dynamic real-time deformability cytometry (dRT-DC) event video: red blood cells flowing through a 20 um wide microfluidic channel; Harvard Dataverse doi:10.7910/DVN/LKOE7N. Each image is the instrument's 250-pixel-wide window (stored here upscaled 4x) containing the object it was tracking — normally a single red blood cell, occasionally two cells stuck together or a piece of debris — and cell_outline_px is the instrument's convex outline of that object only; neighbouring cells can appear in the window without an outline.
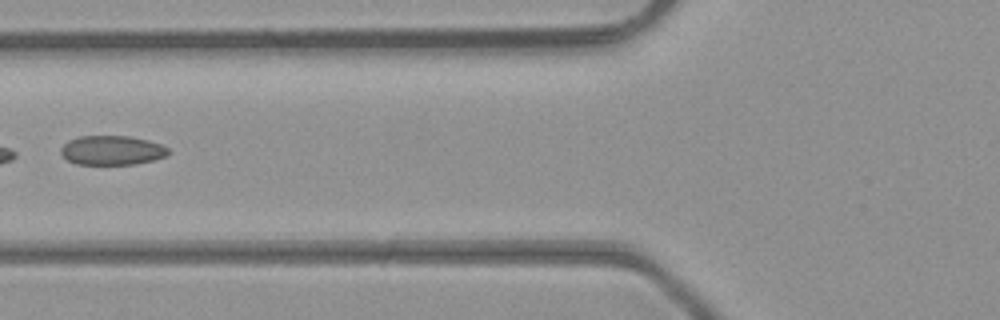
{"species": "common noctule bat (a hibernating species)", "species_latin": "Nyctalus noctula", "temperature_condition": "room temperature", "stored_images_in_passage": 3, "camera_frame_rate_fps": 3000, "um_per_image_px": 0.085, "animal": {"sex": "male", "body_mass_g": 23.1, "forearm_length_mm": 52.7}, "frame": {"image": 1, "passage_image": 3, "time_ms": 0.667, "image_size_px": [1000, 320], "cell_outline_px": [[168, 156], [136, 164], [76, 164], [68, 160], [60, 152], [60, 148], [68, 140], [80, 136], [128, 136], [148, 140], [160, 144], [168, 148]], "centroid_in_image_um": [9.51, 12.77], "position_along_channel_um": 116.3, "area_um2": 18.32}}